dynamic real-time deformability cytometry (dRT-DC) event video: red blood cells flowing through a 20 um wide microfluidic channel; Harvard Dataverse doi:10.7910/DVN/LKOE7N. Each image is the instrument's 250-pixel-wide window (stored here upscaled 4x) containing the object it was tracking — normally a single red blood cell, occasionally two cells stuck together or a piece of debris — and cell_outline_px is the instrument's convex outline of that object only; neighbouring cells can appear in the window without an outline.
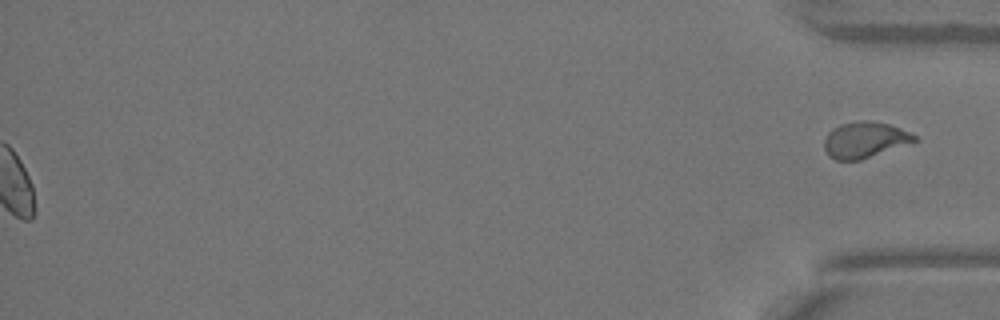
{"species": "Egyptian fruit bat (a non-hibernating species)", "species_latin": "Rousettus aegyptiacus", "temperature_condition": "warm", "stored_images_in_passage": 42, "segment_of_instrument_passage": [2, 2], "camera_frame_rate_fps": 3000, "um_per_image_px": 0.085, "animal": {"sex": "female"}, "frame": {"image": 1, "passage_image": 42, "time_ms": 13.667, "image_size_px": [1000, 320], "cell_outline_px": [[916, 140], [860, 160], [836, 160], [828, 156], [824, 148], [824, 140], [828, 132], [832, 128], [840, 124], [860, 120], [868, 120], [888, 124], [900, 128], [916, 136]], "centroid_in_image_um": [73.42, 11.88], "position_along_channel_um": 361.8, "area_um2": 18.61}}